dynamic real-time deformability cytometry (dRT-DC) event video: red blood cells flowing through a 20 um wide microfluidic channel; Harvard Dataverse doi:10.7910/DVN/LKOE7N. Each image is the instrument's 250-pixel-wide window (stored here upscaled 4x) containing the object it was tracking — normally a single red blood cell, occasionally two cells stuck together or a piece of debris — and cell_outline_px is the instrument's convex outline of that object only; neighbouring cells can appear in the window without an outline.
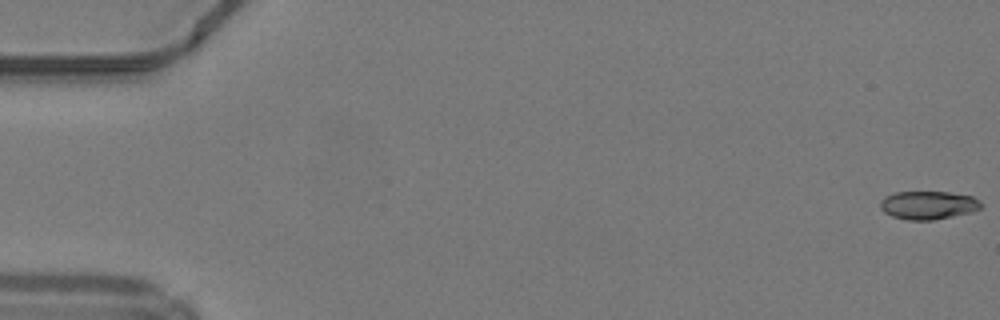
{"species": "common noctule bat (a hibernating species)", "species_latin": "Nyctalus noctula", "temperature_condition": "warm", "stored_images_in_passage": 50, "camera_frame_rate_fps": 3000, "um_per_image_px": 0.085, "animal": {"sex": "male", "body_mass_g": 19.2, "forearm_length_mm": 51.8}, "frame": {"image": 1, "passage_image": 1, "time_ms": 0.0, "image_size_px": [1000, 320], "cell_outline_px": [[984, 204], [980, 208], [972, 212], [932, 220], [908, 220], [892, 216], [884, 212], [880, 208], [880, 200], [884, 196], [896, 192], [948, 192], [972, 196], [980, 200]], "centroid_in_image_um": [78.9, 17.43], "position_along_channel_um": 6.1, "area_um2": 16.7}}
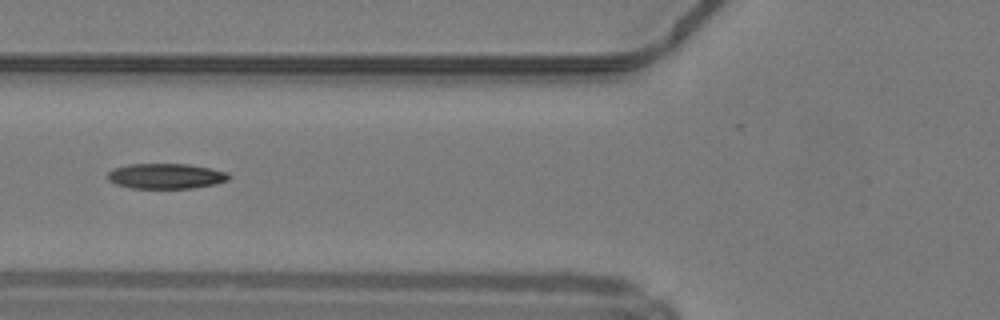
{"frame": {"image": 2, "passage_image": 20, "time_ms": 6.333, "image_size_px": [1000, 320], "cell_outline_px": [[232, 176], [228, 180], [216, 184], [192, 188], [132, 188], [116, 184], [108, 180], [108, 172], [112, 168], [128, 164], [188, 164], [212, 168], [228, 172]], "centroid_in_image_um": [14.13, 14.96], "position_along_channel_um": 111.7, "area_um2": 18.03}}
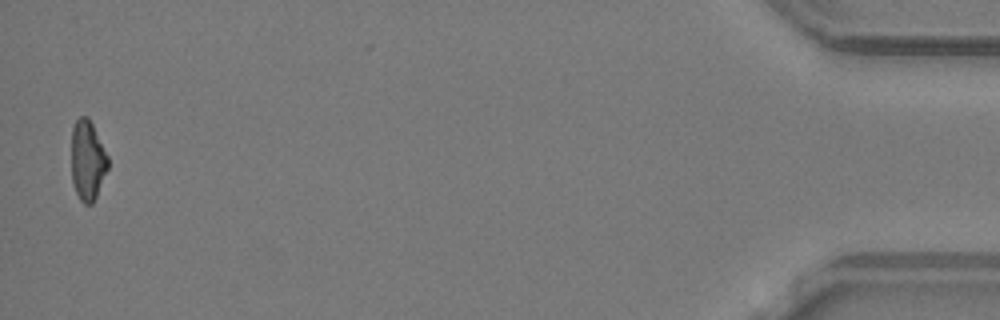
{"frame": {"image": 3, "passage_image": 49, "time_ms": 16.0, "image_size_px": [1000, 320], "cell_outline_px": [[108, 168], [96, 196], [92, 204], [84, 204], [80, 200], [72, 184], [72, 128], [76, 120], [80, 116], [88, 116], [108, 156]], "centroid_in_image_um": [7.43, 13.64], "position_along_channel_um": 427.8, "area_um2": 16.94}, "authors_computed_cell_mechanics": {"area_um2": 17.8313, "velocity_mm_per_s": 4.2384, "shape_relaxation_time_tau1_ms": null, "shape_relaxation_time_tau2_ms": 8.7997, "deformation_change_tau1": null, "deformation_change_tau2": 0.1904}}